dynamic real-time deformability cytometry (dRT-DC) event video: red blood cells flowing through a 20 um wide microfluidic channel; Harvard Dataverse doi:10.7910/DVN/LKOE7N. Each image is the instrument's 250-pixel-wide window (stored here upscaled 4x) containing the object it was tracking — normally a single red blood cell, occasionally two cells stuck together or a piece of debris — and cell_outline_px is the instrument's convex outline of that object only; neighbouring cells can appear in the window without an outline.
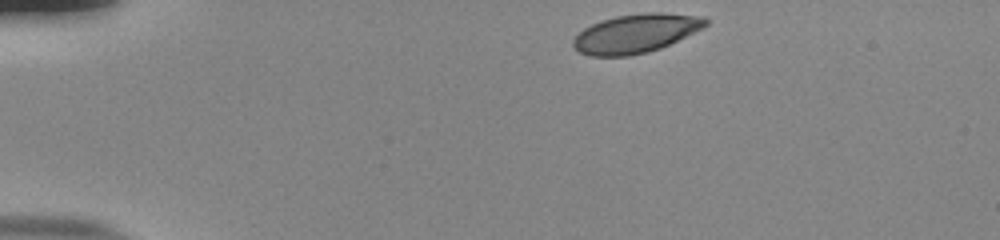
{"species": "human", "species_latin": "Homo sapiens", "temperature_condition": "room temperature", "stored_images_in_passage": 44, "camera_frame_rate_fps": 3000, "um_per_image_px": 0.085, "donor": {"sex": "male"}, "frame": {"image": 1, "passage_image": 1, "time_ms": 0.0, "image_size_px": [1000, 240], "cell_outline_px": [[708, 24], [704, 28], [660, 48], [648, 52], [628, 56], [588, 56], [572, 48], [572, 40], [584, 28], [592, 24], [616, 16], [644, 12], [664, 12], [704, 16], [708, 20]], "centroid_in_image_um": [54.06, 2.84], "position_along_channel_um": 30.9, "area_um2": 30.11}}
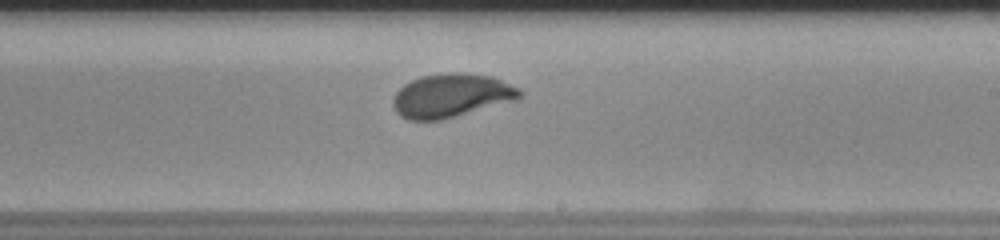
{"frame": {"image": 2, "passage_image": 24, "time_ms": 7.667, "image_size_px": [1000, 240], "cell_outline_px": [[520, 96], [516, 100], [456, 116], [440, 120], [408, 120], [400, 116], [396, 112], [392, 104], [392, 100], [396, 92], [404, 84], [412, 80], [424, 76], [448, 72], [464, 72], [492, 76], [520, 88]], "centroid_in_image_um": [38.34, 8.12], "position_along_channel_um": 250.7, "area_um2": 32.19}}
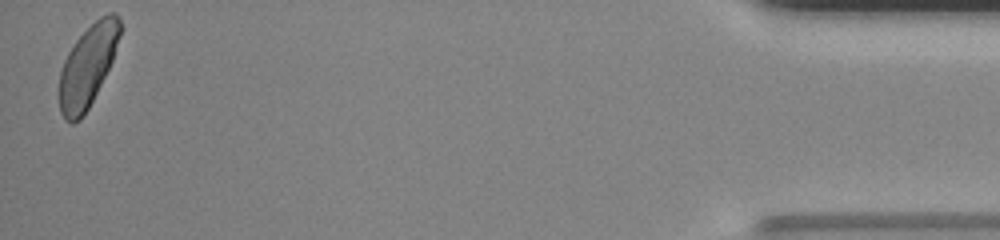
{"frame": {"image": 3, "passage_image": 44, "time_ms": 14.333, "image_size_px": [1000, 240], "cell_outline_px": [[124, 28], [112, 60], [88, 108], [80, 120], [72, 124], [64, 120], [60, 112], [60, 72], [64, 60], [68, 52], [76, 40], [100, 16], [108, 12], [116, 12]], "centroid_in_image_um": [7.48, 5.57], "position_along_channel_um": 427.7, "area_um2": 28.73}, "authors_computed_cell_mechanics": {"area_um2": 30.8363, "velocity_mm_per_s": 3.844, "shape_relaxation_time_tau1_ms": 3.7874, "shape_relaxation_time_tau2_ms": null, "deformation_change_tau1": 0.1351, "deformation_change_tau2": null}}